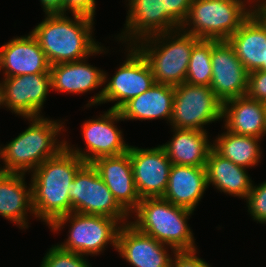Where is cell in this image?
I'll list each match as a JSON object with an SVG mask.
<instances>
[{"label":"cell","instance_id":"cell-28","mask_svg":"<svg viewBox=\"0 0 266 267\" xmlns=\"http://www.w3.org/2000/svg\"><path fill=\"white\" fill-rule=\"evenodd\" d=\"M212 40L200 39L191 51L186 83L210 86L212 81Z\"/></svg>","mask_w":266,"mask_h":267},{"label":"cell","instance_id":"cell-7","mask_svg":"<svg viewBox=\"0 0 266 267\" xmlns=\"http://www.w3.org/2000/svg\"><path fill=\"white\" fill-rule=\"evenodd\" d=\"M70 223L67 239L57 245L67 251L80 255L97 256L106 250L108 244L117 249L118 232L122 224L114 218L101 215H86L71 212L57 218L50 226V231H62Z\"/></svg>","mask_w":266,"mask_h":267},{"label":"cell","instance_id":"cell-13","mask_svg":"<svg viewBox=\"0 0 266 267\" xmlns=\"http://www.w3.org/2000/svg\"><path fill=\"white\" fill-rule=\"evenodd\" d=\"M211 62L210 87L222 103L247 94L248 71L228 40H212Z\"/></svg>","mask_w":266,"mask_h":267},{"label":"cell","instance_id":"cell-25","mask_svg":"<svg viewBox=\"0 0 266 267\" xmlns=\"http://www.w3.org/2000/svg\"><path fill=\"white\" fill-rule=\"evenodd\" d=\"M205 169L208 188L212 185L226 195L239 197L245 201L253 184L246 168L223 158L212 149L206 161Z\"/></svg>","mask_w":266,"mask_h":267},{"label":"cell","instance_id":"cell-20","mask_svg":"<svg viewBox=\"0 0 266 267\" xmlns=\"http://www.w3.org/2000/svg\"><path fill=\"white\" fill-rule=\"evenodd\" d=\"M208 188L205 167L172 164L163 199L194 211Z\"/></svg>","mask_w":266,"mask_h":267},{"label":"cell","instance_id":"cell-5","mask_svg":"<svg viewBox=\"0 0 266 267\" xmlns=\"http://www.w3.org/2000/svg\"><path fill=\"white\" fill-rule=\"evenodd\" d=\"M199 40L179 28L144 38L134 46L147 60L155 83L175 87L186 81L191 51Z\"/></svg>","mask_w":266,"mask_h":267},{"label":"cell","instance_id":"cell-8","mask_svg":"<svg viewBox=\"0 0 266 267\" xmlns=\"http://www.w3.org/2000/svg\"><path fill=\"white\" fill-rule=\"evenodd\" d=\"M125 47L126 59L111 78H108L109 75L104 71V86L88 101L86 107L116 101L110 109L119 110L130 99L155 84L151 68L144 56L134 45Z\"/></svg>","mask_w":266,"mask_h":267},{"label":"cell","instance_id":"cell-24","mask_svg":"<svg viewBox=\"0 0 266 267\" xmlns=\"http://www.w3.org/2000/svg\"><path fill=\"white\" fill-rule=\"evenodd\" d=\"M174 101V86L155 83L144 93L130 99L119 112L123 121L158 120L170 121Z\"/></svg>","mask_w":266,"mask_h":267},{"label":"cell","instance_id":"cell-38","mask_svg":"<svg viewBox=\"0 0 266 267\" xmlns=\"http://www.w3.org/2000/svg\"><path fill=\"white\" fill-rule=\"evenodd\" d=\"M265 135H266V110H265Z\"/></svg>","mask_w":266,"mask_h":267},{"label":"cell","instance_id":"cell-18","mask_svg":"<svg viewBox=\"0 0 266 267\" xmlns=\"http://www.w3.org/2000/svg\"><path fill=\"white\" fill-rule=\"evenodd\" d=\"M91 164L111 191L114 199L134 219L132 212L137 208L141 198L135 187L129 152L99 157Z\"/></svg>","mask_w":266,"mask_h":267},{"label":"cell","instance_id":"cell-1","mask_svg":"<svg viewBox=\"0 0 266 267\" xmlns=\"http://www.w3.org/2000/svg\"><path fill=\"white\" fill-rule=\"evenodd\" d=\"M72 16L45 14V19L30 31L45 52L50 66L108 53L107 48L96 42L93 36L95 19L78 14Z\"/></svg>","mask_w":266,"mask_h":267},{"label":"cell","instance_id":"cell-6","mask_svg":"<svg viewBox=\"0 0 266 267\" xmlns=\"http://www.w3.org/2000/svg\"><path fill=\"white\" fill-rule=\"evenodd\" d=\"M248 3L249 0H192L180 28L199 39L228 40L250 16Z\"/></svg>","mask_w":266,"mask_h":267},{"label":"cell","instance_id":"cell-2","mask_svg":"<svg viewBox=\"0 0 266 267\" xmlns=\"http://www.w3.org/2000/svg\"><path fill=\"white\" fill-rule=\"evenodd\" d=\"M85 164L65 147L31 173L32 205L36 219L49 227L57 218L71 213L69 185Z\"/></svg>","mask_w":266,"mask_h":267},{"label":"cell","instance_id":"cell-21","mask_svg":"<svg viewBox=\"0 0 266 267\" xmlns=\"http://www.w3.org/2000/svg\"><path fill=\"white\" fill-rule=\"evenodd\" d=\"M266 104L255 99L240 96L223 103L222 120L224 129L245 136H265Z\"/></svg>","mask_w":266,"mask_h":267},{"label":"cell","instance_id":"cell-3","mask_svg":"<svg viewBox=\"0 0 266 267\" xmlns=\"http://www.w3.org/2000/svg\"><path fill=\"white\" fill-rule=\"evenodd\" d=\"M26 119L29 126L6 145H0L1 172L31 174L46 159L66 147L65 138L58 139L65 131L63 121L44 116Z\"/></svg>","mask_w":266,"mask_h":267},{"label":"cell","instance_id":"cell-4","mask_svg":"<svg viewBox=\"0 0 266 267\" xmlns=\"http://www.w3.org/2000/svg\"><path fill=\"white\" fill-rule=\"evenodd\" d=\"M193 212L162 197L142 198L132 212L135 219L130 223L139 231L176 251L195 250L196 239L187 222Z\"/></svg>","mask_w":266,"mask_h":267},{"label":"cell","instance_id":"cell-34","mask_svg":"<svg viewBox=\"0 0 266 267\" xmlns=\"http://www.w3.org/2000/svg\"><path fill=\"white\" fill-rule=\"evenodd\" d=\"M96 0H63V14H78L95 19Z\"/></svg>","mask_w":266,"mask_h":267},{"label":"cell","instance_id":"cell-27","mask_svg":"<svg viewBox=\"0 0 266 267\" xmlns=\"http://www.w3.org/2000/svg\"><path fill=\"white\" fill-rule=\"evenodd\" d=\"M261 140L253 136L237 135L225 129L212 143L213 149L223 158L248 169L261 163Z\"/></svg>","mask_w":266,"mask_h":267},{"label":"cell","instance_id":"cell-33","mask_svg":"<svg viewBox=\"0 0 266 267\" xmlns=\"http://www.w3.org/2000/svg\"><path fill=\"white\" fill-rule=\"evenodd\" d=\"M197 250L175 251L170 267H211L205 260L197 256Z\"/></svg>","mask_w":266,"mask_h":267},{"label":"cell","instance_id":"cell-23","mask_svg":"<svg viewBox=\"0 0 266 267\" xmlns=\"http://www.w3.org/2000/svg\"><path fill=\"white\" fill-rule=\"evenodd\" d=\"M172 139L160 145L172 164L205 167L213 144L207 131L172 128ZM209 138V139H208Z\"/></svg>","mask_w":266,"mask_h":267},{"label":"cell","instance_id":"cell-12","mask_svg":"<svg viewBox=\"0 0 266 267\" xmlns=\"http://www.w3.org/2000/svg\"><path fill=\"white\" fill-rule=\"evenodd\" d=\"M50 89V74L5 77L0 81V105L23 119L41 117Z\"/></svg>","mask_w":266,"mask_h":267},{"label":"cell","instance_id":"cell-15","mask_svg":"<svg viewBox=\"0 0 266 267\" xmlns=\"http://www.w3.org/2000/svg\"><path fill=\"white\" fill-rule=\"evenodd\" d=\"M127 16L125 26L115 39L127 45H135L138 41L179 27L164 12L163 0H127ZM127 42V43H126Z\"/></svg>","mask_w":266,"mask_h":267},{"label":"cell","instance_id":"cell-31","mask_svg":"<svg viewBox=\"0 0 266 267\" xmlns=\"http://www.w3.org/2000/svg\"><path fill=\"white\" fill-rule=\"evenodd\" d=\"M248 97L266 104V71L248 73Z\"/></svg>","mask_w":266,"mask_h":267},{"label":"cell","instance_id":"cell-30","mask_svg":"<svg viewBox=\"0 0 266 267\" xmlns=\"http://www.w3.org/2000/svg\"><path fill=\"white\" fill-rule=\"evenodd\" d=\"M248 212L254 221L266 224V181L258 185L252 184L246 199Z\"/></svg>","mask_w":266,"mask_h":267},{"label":"cell","instance_id":"cell-37","mask_svg":"<svg viewBox=\"0 0 266 267\" xmlns=\"http://www.w3.org/2000/svg\"><path fill=\"white\" fill-rule=\"evenodd\" d=\"M250 3L249 4H262V3H266V0H249Z\"/></svg>","mask_w":266,"mask_h":267},{"label":"cell","instance_id":"cell-36","mask_svg":"<svg viewBox=\"0 0 266 267\" xmlns=\"http://www.w3.org/2000/svg\"><path fill=\"white\" fill-rule=\"evenodd\" d=\"M45 14L63 13V0H40Z\"/></svg>","mask_w":266,"mask_h":267},{"label":"cell","instance_id":"cell-17","mask_svg":"<svg viewBox=\"0 0 266 267\" xmlns=\"http://www.w3.org/2000/svg\"><path fill=\"white\" fill-rule=\"evenodd\" d=\"M5 77L50 74V64L37 40L29 32L0 46V72Z\"/></svg>","mask_w":266,"mask_h":267},{"label":"cell","instance_id":"cell-22","mask_svg":"<svg viewBox=\"0 0 266 267\" xmlns=\"http://www.w3.org/2000/svg\"><path fill=\"white\" fill-rule=\"evenodd\" d=\"M82 60L50 66L51 90L70 94L87 93L102 87L104 70Z\"/></svg>","mask_w":266,"mask_h":267},{"label":"cell","instance_id":"cell-11","mask_svg":"<svg viewBox=\"0 0 266 267\" xmlns=\"http://www.w3.org/2000/svg\"><path fill=\"white\" fill-rule=\"evenodd\" d=\"M99 116L85 120L81 125L85 149L71 146L66 141V147L85 163H91L99 157L121 155L130 146L124 141L123 131L115 125L116 122L123 121L119 110L109 108Z\"/></svg>","mask_w":266,"mask_h":267},{"label":"cell","instance_id":"cell-29","mask_svg":"<svg viewBox=\"0 0 266 267\" xmlns=\"http://www.w3.org/2000/svg\"><path fill=\"white\" fill-rule=\"evenodd\" d=\"M40 267H92L86 256L64 250L58 245L45 253Z\"/></svg>","mask_w":266,"mask_h":267},{"label":"cell","instance_id":"cell-19","mask_svg":"<svg viewBox=\"0 0 266 267\" xmlns=\"http://www.w3.org/2000/svg\"><path fill=\"white\" fill-rule=\"evenodd\" d=\"M26 174L0 172V215L27 229L29 215L35 217L32 205V186L25 181Z\"/></svg>","mask_w":266,"mask_h":267},{"label":"cell","instance_id":"cell-10","mask_svg":"<svg viewBox=\"0 0 266 267\" xmlns=\"http://www.w3.org/2000/svg\"><path fill=\"white\" fill-rule=\"evenodd\" d=\"M71 212L117 219L122 225L130 215L114 199L91 163H86L69 185Z\"/></svg>","mask_w":266,"mask_h":267},{"label":"cell","instance_id":"cell-32","mask_svg":"<svg viewBox=\"0 0 266 267\" xmlns=\"http://www.w3.org/2000/svg\"><path fill=\"white\" fill-rule=\"evenodd\" d=\"M164 12L180 28L186 20L192 0H163Z\"/></svg>","mask_w":266,"mask_h":267},{"label":"cell","instance_id":"cell-35","mask_svg":"<svg viewBox=\"0 0 266 267\" xmlns=\"http://www.w3.org/2000/svg\"><path fill=\"white\" fill-rule=\"evenodd\" d=\"M250 15L266 30V3L250 4Z\"/></svg>","mask_w":266,"mask_h":267},{"label":"cell","instance_id":"cell-16","mask_svg":"<svg viewBox=\"0 0 266 267\" xmlns=\"http://www.w3.org/2000/svg\"><path fill=\"white\" fill-rule=\"evenodd\" d=\"M171 256L176 250L139 231L130 222L118 232L117 249L120 257L133 267H170Z\"/></svg>","mask_w":266,"mask_h":267},{"label":"cell","instance_id":"cell-9","mask_svg":"<svg viewBox=\"0 0 266 267\" xmlns=\"http://www.w3.org/2000/svg\"><path fill=\"white\" fill-rule=\"evenodd\" d=\"M223 103L210 86L182 83L174 87L169 124L177 129L206 131L205 126L222 120Z\"/></svg>","mask_w":266,"mask_h":267},{"label":"cell","instance_id":"cell-14","mask_svg":"<svg viewBox=\"0 0 266 267\" xmlns=\"http://www.w3.org/2000/svg\"><path fill=\"white\" fill-rule=\"evenodd\" d=\"M134 183L139 197H163L172 166L165 150L158 145L152 148L129 146Z\"/></svg>","mask_w":266,"mask_h":267},{"label":"cell","instance_id":"cell-26","mask_svg":"<svg viewBox=\"0 0 266 267\" xmlns=\"http://www.w3.org/2000/svg\"><path fill=\"white\" fill-rule=\"evenodd\" d=\"M228 42L248 73L266 71V30L251 15L229 37Z\"/></svg>","mask_w":266,"mask_h":267}]
</instances>
